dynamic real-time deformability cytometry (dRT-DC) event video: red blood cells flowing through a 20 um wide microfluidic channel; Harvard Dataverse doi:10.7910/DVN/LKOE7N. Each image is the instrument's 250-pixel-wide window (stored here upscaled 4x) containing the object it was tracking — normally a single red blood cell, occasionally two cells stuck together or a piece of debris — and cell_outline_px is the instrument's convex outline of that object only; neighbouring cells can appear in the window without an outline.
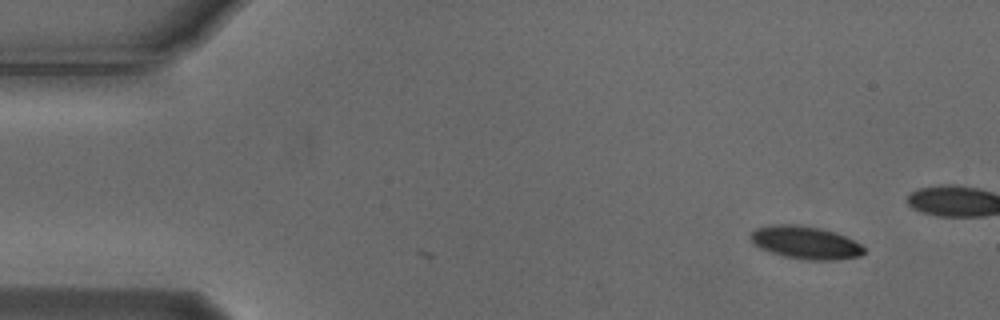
{"species": "Egyptian fruit bat (a non-hibernating species)", "species_latin": "Rousettus aegyptiacus", "temperature_condition": "cold", "stored_images_in_passage": 3, "camera_frame_rate_fps": 3000, "um_per_image_px": 0.085, "animal": {"sex": "male"}, "frame": {"image": 1, "passage_image": 1, "time_ms": 0.0, "image_size_px": [1000, 320], "cell_outline_px": [[864, 252], [860, 256], [840, 260], [800, 260], [768, 252], [752, 244], [748, 240], [748, 236], [756, 228], [776, 224], [796, 224], [820, 228], [836, 232], [860, 244], [864, 248]], "centroid_in_image_um": [68.41, 20.63], "position_along_channel_um": 16.6, "area_um2": 22.02}}